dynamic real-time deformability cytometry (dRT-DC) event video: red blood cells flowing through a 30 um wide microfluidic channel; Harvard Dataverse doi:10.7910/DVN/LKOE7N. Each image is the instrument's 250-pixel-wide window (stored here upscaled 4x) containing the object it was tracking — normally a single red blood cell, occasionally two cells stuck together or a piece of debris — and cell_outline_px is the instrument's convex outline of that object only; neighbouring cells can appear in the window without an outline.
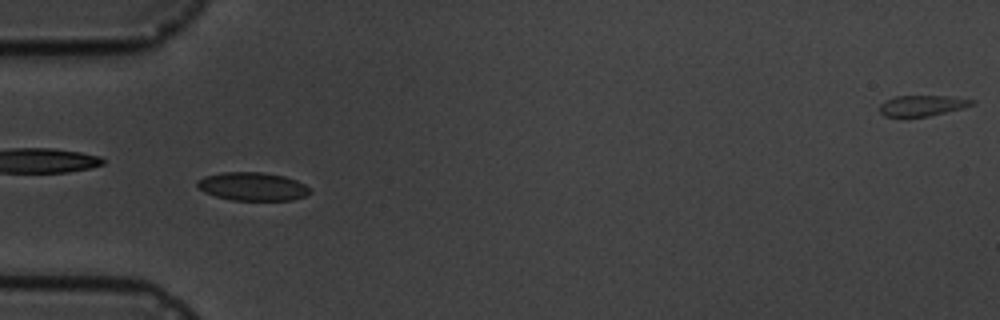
{"species": "common noctule bat (a hibernating species)", "species_latin": "Nyctalus noctula", "temperature_condition": "cold", "stored_images_in_passage": 5, "camera_frame_rate_fps": 3000, "um_per_image_px": 0.085, "animal": {"sex": "male", "body_mass_g": 19.5, "forearm_length_mm": 54.6}, "frame": {"image": 1, "passage_image": 4, "time_ms": 4.333, "image_size_px": [1000, 320], "cell_outline_px": [[312, 192], [304, 196], [292, 200], [232, 200], [216, 196], [204, 192], [196, 184], [196, 180], [204, 176], [224, 172], [264, 172], [284, 176], [296, 180], [304, 184]], "centroid_in_image_um": [21.45, 15.84], "position_along_channel_um": 63.5, "area_um2": 18.55}}